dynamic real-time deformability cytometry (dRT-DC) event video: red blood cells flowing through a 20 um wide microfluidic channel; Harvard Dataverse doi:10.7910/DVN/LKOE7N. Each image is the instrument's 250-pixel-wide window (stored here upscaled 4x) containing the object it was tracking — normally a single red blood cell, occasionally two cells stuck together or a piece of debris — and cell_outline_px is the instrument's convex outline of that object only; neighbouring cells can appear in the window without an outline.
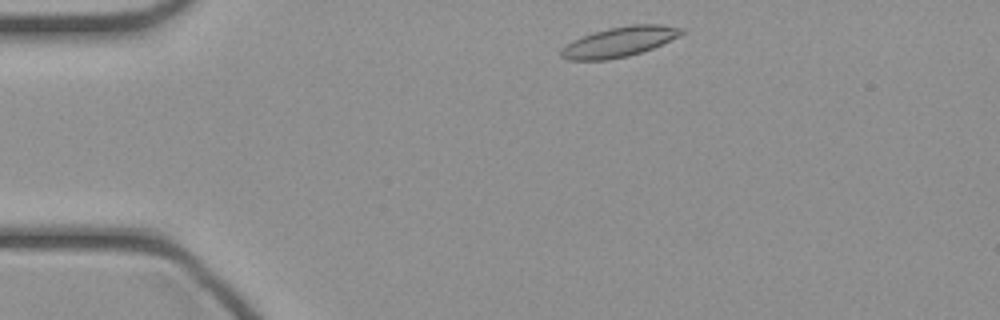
{"species": "common noctule bat (a hibernating species)", "species_latin": "Nyctalus noctula", "temperature_condition": "cold", "stored_images_in_passage": 7, "camera_frame_rate_fps": 3000, "um_per_image_px": 0.085, "animal": {"sex": "female", "body_mass_g": 21.9}, "frame": {"image": 1, "passage_image": 2, "time_ms": 0.333, "image_size_px": [1000, 320], "cell_outline_px": [[684, 32], [680, 36], [652, 48], [628, 56], [608, 60], [568, 60], [560, 56], [560, 48], [572, 40], [608, 28], [628, 24], [660, 24], [684, 28]], "centroid_in_image_um": [52.64, 3.55], "position_along_channel_um": 32.4, "area_um2": 21.1}}